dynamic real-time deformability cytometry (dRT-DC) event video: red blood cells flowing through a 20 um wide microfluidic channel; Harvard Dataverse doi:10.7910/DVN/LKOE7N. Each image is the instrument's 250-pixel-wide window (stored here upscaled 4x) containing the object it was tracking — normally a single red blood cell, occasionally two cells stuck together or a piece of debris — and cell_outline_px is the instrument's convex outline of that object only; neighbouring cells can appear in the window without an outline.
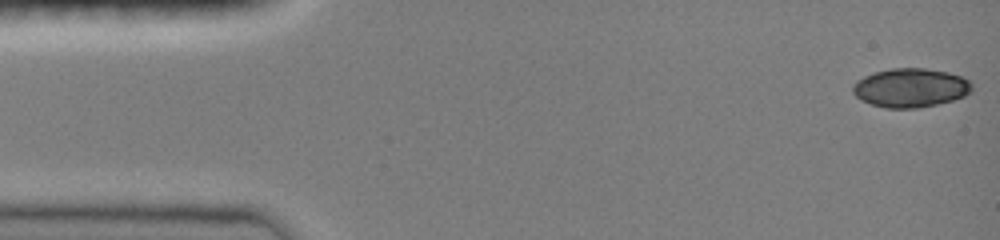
{"species": "common noctule bat (a hibernating species)", "species_latin": "Nyctalus noctula", "temperature_condition": "room temperature", "stored_images_in_passage": 47, "camera_frame_rate_fps": 3000, "um_per_image_px": 0.085, "animal": {"sex": "female", "body_mass_g": 19.0, "forearm_length_mm": 51.5}, "frame": {"image": 1, "passage_image": 1, "time_ms": 0.0, "image_size_px": [1000, 240], "cell_outline_px": [[972, 92], [964, 96], [952, 100], [936, 104], [916, 108], [884, 108], [860, 100], [852, 92], [852, 84], [856, 80], [864, 76], [876, 72], [892, 68], [924, 68], [948, 72], [960, 76], [968, 80], [972, 84]], "centroid_in_image_um": [77.37, 7.46], "position_along_channel_um": 7.6, "area_um2": 27.05}}
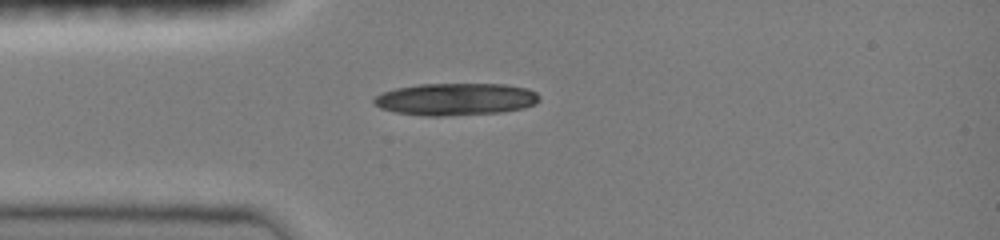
{"frame": {"image": 2, "passage_image": 12, "time_ms": 3.667, "image_size_px": [1000, 240], "cell_outline_px": [[540, 100], [536, 104], [524, 108], [500, 112], [444, 116], [424, 116], [396, 112], [380, 108], [372, 104], [372, 100], [380, 92], [396, 88], [420, 84], [504, 84], [528, 88], [536, 92], [540, 96]], "centroid_in_image_um": [38.72, 8.43], "position_along_channel_um": 46.3, "area_um2": 31.33}}
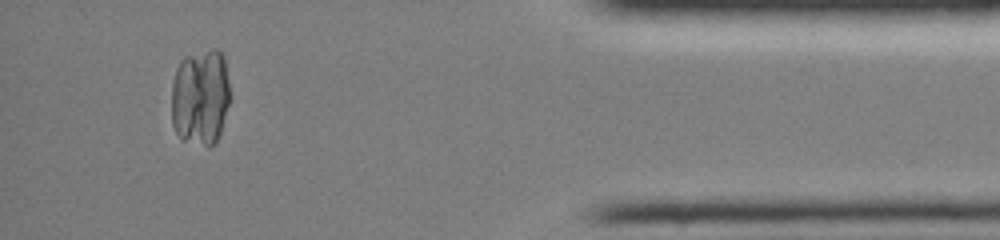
{"frame": {"image": 3, "passage_image": 43, "time_ms": 14.0, "image_size_px": [1000, 240], "cell_outline_px": [[228, 104], [220, 132], [216, 140], [208, 148], [184, 140], [176, 132], [172, 124], [172, 84], [176, 68], [180, 60], [184, 56], [212, 48], [216, 48], [224, 56], [228, 84]], "centroid_in_image_um": [17.01, 8.23], "position_along_channel_um": 418.2, "area_um2": 32.95}}